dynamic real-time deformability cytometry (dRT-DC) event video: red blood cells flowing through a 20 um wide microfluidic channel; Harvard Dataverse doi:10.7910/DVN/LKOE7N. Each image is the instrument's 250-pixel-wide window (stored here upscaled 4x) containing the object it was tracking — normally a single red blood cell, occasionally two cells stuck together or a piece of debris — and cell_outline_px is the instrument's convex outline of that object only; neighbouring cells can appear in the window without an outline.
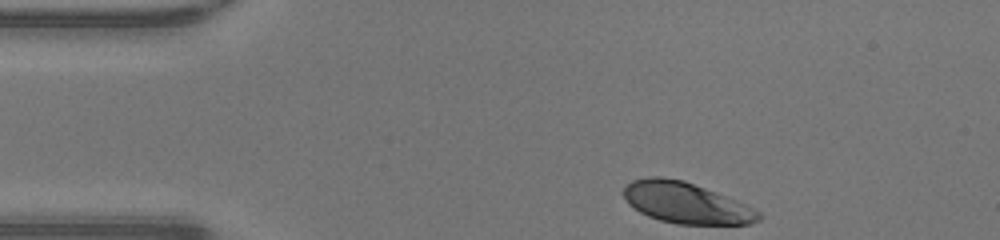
{"species": "human", "species_latin": "Homo sapiens", "temperature_condition": "warm", "stored_images_in_passage": 32, "camera_frame_rate_fps": 3000, "um_per_image_px": 0.085, "donor": {"sex": "male"}, "frame": {"image": 1, "passage_image": 1, "time_ms": 0.0, "image_size_px": [1000, 240], "cell_outline_px": [[760, 220], [752, 224], [676, 224], [660, 220], [648, 216], [640, 212], [628, 204], [620, 192], [632, 180], [648, 176], [660, 176], [684, 180], [736, 200], [760, 212]], "centroid_in_image_um": [58.26, 17.24], "position_along_channel_um": 26.7, "area_um2": 32.31}}
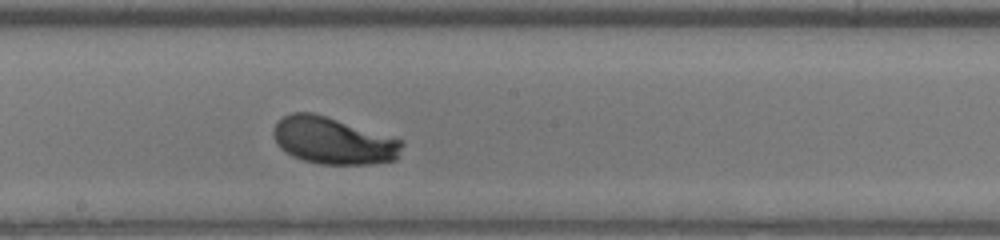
{"frame": {"image": 2, "passage_image": 19, "time_ms": 6.0, "image_size_px": [1000, 240], "cell_outline_px": [[404, 144], [396, 160], [372, 164], [320, 164], [304, 160], [292, 156], [280, 148], [276, 144], [272, 136], [272, 128], [284, 116], [292, 112], [312, 112], [404, 140]], "centroid_in_image_um": [28.31, 11.96], "position_along_channel_um": 219.9, "area_um2": 35.26}}
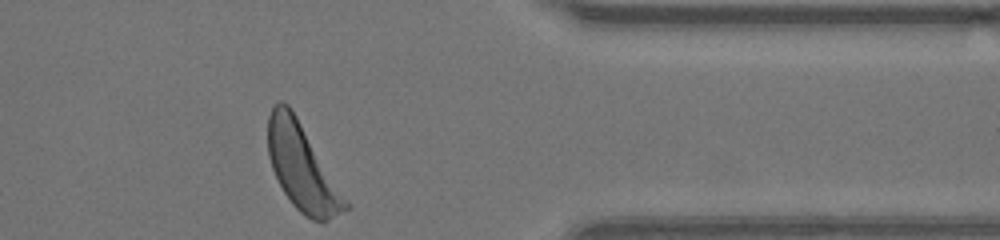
{"frame": {"image": 3, "passage_image": 32, "time_ms": 10.333, "image_size_px": [1000, 240], "cell_outline_px": [[352, 208], [324, 224], [312, 220], [300, 212], [292, 204], [284, 192], [272, 168], [268, 156], [268, 116], [272, 104], [280, 100], [288, 104], [296, 116], [352, 204]], "centroid_in_image_um": [25.73, 14.28], "position_along_channel_um": 385.7, "area_um2": 39.36}, "authors_computed_cell_mechanics": {"area_um2": 35.258, "velocity_mm_per_s": 4.2676, "shape_relaxation_time_tau1_ms": 1.4883, "shape_relaxation_time_tau2_ms": null, "deformation_change_tau1": 0.1407, "deformation_change_tau2": null}}